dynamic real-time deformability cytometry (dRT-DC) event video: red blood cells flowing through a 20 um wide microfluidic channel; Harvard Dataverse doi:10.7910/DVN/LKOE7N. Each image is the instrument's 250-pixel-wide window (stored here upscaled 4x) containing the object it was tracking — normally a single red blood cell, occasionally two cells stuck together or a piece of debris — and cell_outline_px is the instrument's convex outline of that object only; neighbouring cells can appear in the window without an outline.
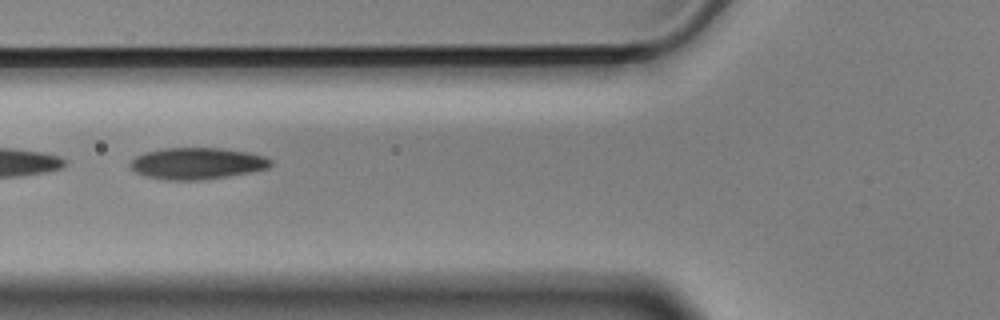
{"species": "Egyptian fruit bat (a non-hibernating species)", "species_latin": "Rousettus aegyptiacus", "temperature_condition": "cold", "stored_images_in_passage": 11, "camera_frame_rate_fps": 3000, "um_per_image_px": 0.085, "animal": {"sex": "male"}, "frame": {"image": 1, "passage_image": 2, "time_ms": 0.333, "image_size_px": [1000, 320], "cell_outline_px": [[272, 164], [268, 168], [228, 176], [196, 180], [168, 180], [148, 176], [136, 172], [128, 164], [136, 156], [144, 152], [164, 148], [220, 148], [244, 152], [264, 156], [272, 160]], "centroid_in_image_um": [16.73, 13.88], "position_along_channel_um": 109.1, "area_um2": 25.49}}
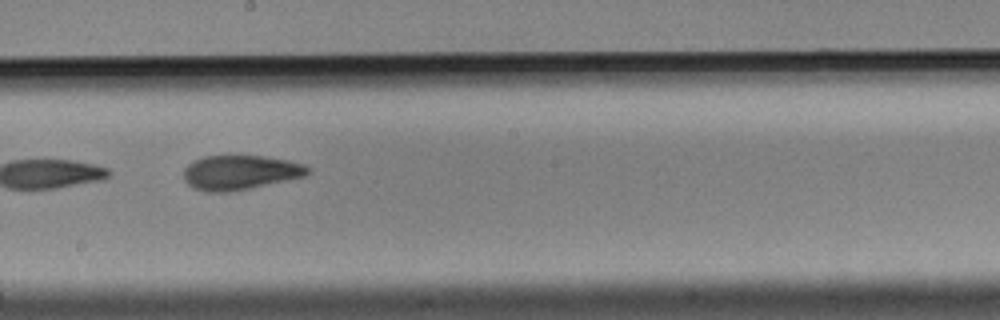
{"frame": {"image": 2, "passage_image": 5, "time_ms": 1.333, "image_size_px": [1000, 320], "cell_outline_px": [[312, 172], [304, 176], [232, 192], [208, 192], [196, 188], [188, 184], [184, 180], [184, 168], [188, 164], [204, 156], [264, 156], [288, 160], [304, 164]], "centroid_in_image_um": [20.42, 14.66], "position_along_channel_um": 227.8, "area_um2": 24.8}}
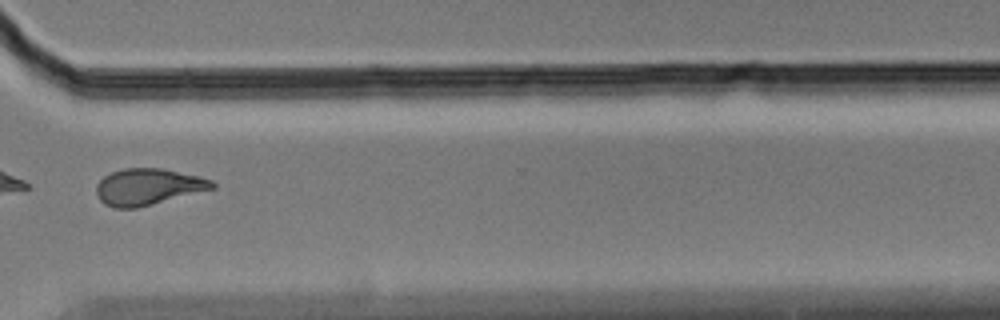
{"frame": {"image": 3, "passage_image": 8, "time_ms": 2.333, "image_size_px": [1000, 320], "cell_outline_px": [[216, 188], [136, 208], [116, 208], [104, 204], [100, 200], [96, 192], [96, 184], [104, 176], [112, 172], [124, 168], [160, 168], [200, 176], [212, 180], [216, 184]], "centroid_in_image_um": [12.59, 15.87], "position_along_channel_um": 358.0, "area_um2": 24.57}}